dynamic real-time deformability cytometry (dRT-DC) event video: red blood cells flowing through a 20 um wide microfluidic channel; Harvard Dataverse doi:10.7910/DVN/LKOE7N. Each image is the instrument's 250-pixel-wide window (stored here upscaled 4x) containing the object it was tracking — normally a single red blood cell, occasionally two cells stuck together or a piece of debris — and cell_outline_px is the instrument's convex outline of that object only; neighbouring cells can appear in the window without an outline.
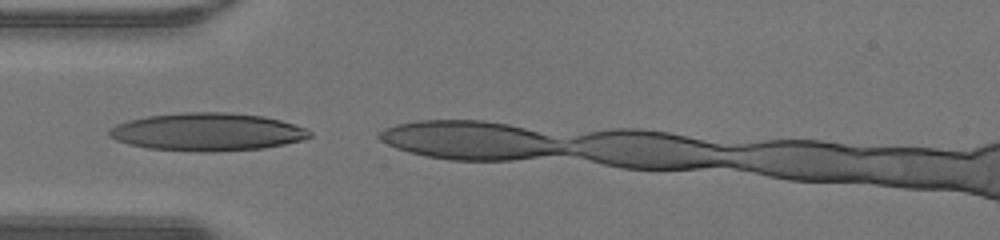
{"species": "human", "species_latin": "Homo sapiens", "temperature_condition": "warm", "stored_images_in_passage": 3, "camera_frame_rate_fps": 3000, "um_per_image_px": 0.085, "donor": {"sex": "male"}, "frame": {"image": 1, "passage_image": 1, "time_ms": 0.0, "image_size_px": [1000, 240], "cell_outline_px": [[312, 136], [304, 140], [264, 148], [208, 152], [200, 152], [148, 148], [128, 144], [116, 140], [108, 136], [108, 128], [116, 124], [128, 120], [148, 116], [184, 112], [228, 112], [264, 116], [280, 120], [304, 128], [312, 132]], "centroid_in_image_um": [17.6, 11.21], "position_along_channel_um": 67.4, "area_um2": 44.33}}